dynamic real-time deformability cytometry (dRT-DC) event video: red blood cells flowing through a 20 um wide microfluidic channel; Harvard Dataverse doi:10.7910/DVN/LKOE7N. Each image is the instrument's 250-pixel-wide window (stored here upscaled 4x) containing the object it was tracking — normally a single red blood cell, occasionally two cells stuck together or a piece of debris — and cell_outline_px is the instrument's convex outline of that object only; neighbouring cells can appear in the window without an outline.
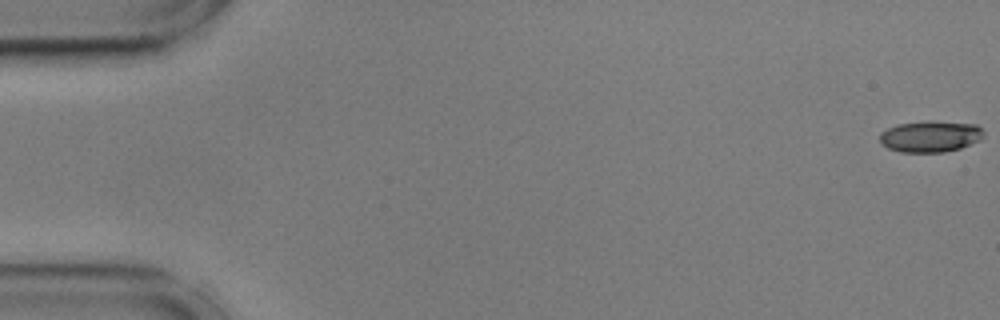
{"species": "common noctule bat (a hibernating species)", "species_latin": "Nyctalus noctula", "temperature_condition": "cold", "stored_images_in_passage": 56, "camera_frame_rate_fps": 3000, "um_per_image_px": 0.085, "animal": {"sex": "male", "body_mass_g": 17.9, "forearm_length_mm": 54.2}, "frame": {"image": 1, "passage_image": 1, "time_ms": 0.0, "image_size_px": [1000, 320], "cell_outline_px": [[984, 136], [980, 140], [960, 148], [944, 152], [900, 152], [888, 148], [880, 140], [880, 132], [896, 124], [976, 124], [984, 132]], "centroid_in_image_um": [79.07, 11.66], "position_along_channel_um": 5.9, "area_um2": 17.92}}
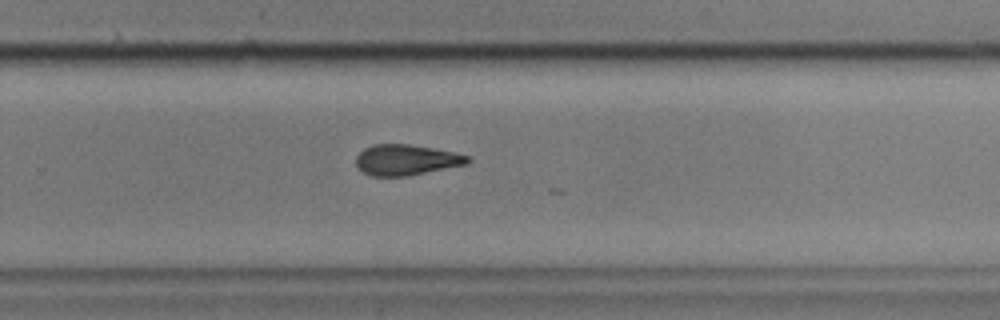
{"frame": {"image": 2, "passage_image": 37, "time_ms": 12.0, "image_size_px": [1000, 320], "cell_outline_px": [[472, 160], [468, 164], [408, 176], [372, 176], [364, 172], [356, 164], [356, 156], [364, 148], [372, 144], [408, 144], [456, 152], [468, 156]], "centroid_in_image_um": [34.55, 13.59], "position_along_channel_um": 295.2, "area_um2": 20.0}}
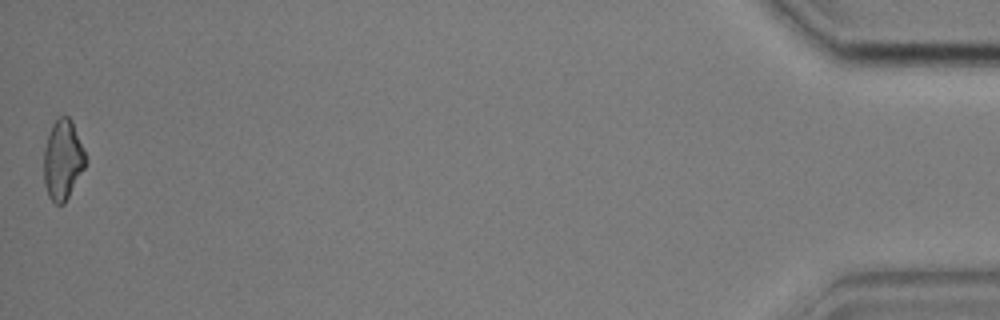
{"frame": {"image": 3, "passage_image": 56, "time_ms": 18.333, "image_size_px": [1000, 320], "cell_outline_px": [[88, 160], [84, 168], [64, 204], [56, 204], [48, 196], [44, 184], [44, 148], [52, 124], [60, 116], [68, 116], [72, 120]], "centroid_in_image_um": [5.34, 13.58], "position_along_channel_um": 429.9, "area_um2": 19.36}, "authors_computed_cell_mechanics": {"area_um2": 20.0277, "velocity_mm_per_s": 3.6041, "shape_relaxation_time_tau1_ms": null, "shape_relaxation_time_tau2_ms": 4.4114, "deformation_change_tau1": null, "deformation_change_tau2": 0.1432}}